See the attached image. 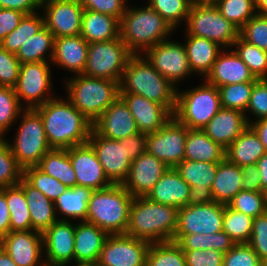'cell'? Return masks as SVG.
I'll return each mask as SVG.
<instances>
[{
	"mask_svg": "<svg viewBox=\"0 0 267 266\" xmlns=\"http://www.w3.org/2000/svg\"><path fill=\"white\" fill-rule=\"evenodd\" d=\"M42 0H0V8L17 10L25 15L41 9Z\"/></svg>",
	"mask_w": 267,
	"mask_h": 266,
	"instance_id": "cell-62",
	"label": "cell"
},
{
	"mask_svg": "<svg viewBox=\"0 0 267 266\" xmlns=\"http://www.w3.org/2000/svg\"><path fill=\"white\" fill-rule=\"evenodd\" d=\"M248 126L245 113L222 107L202 130L226 149Z\"/></svg>",
	"mask_w": 267,
	"mask_h": 266,
	"instance_id": "cell-26",
	"label": "cell"
},
{
	"mask_svg": "<svg viewBox=\"0 0 267 266\" xmlns=\"http://www.w3.org/2000/svg\"><path fill=\"white\" fill-rule=\"evenodd\" d=\"M0 247L17 266H46L43 259V237L39 232L9 231L0 240Z\"/></svg>",
	"mask_w": 267,
	"mask_h": 266,
	"instance_id": "cell-20",
	"label": "cell"
},
{
	"mask_svg": "<svg viewBox=\"0 0 267 266\" xmlns=\"http://www.w3.org/2000/svg\"><path fill=\"white\" fill-rule=\"evenodd\" d=\"M23 110L14 88L0 86V137H5Z\"/></svg>",
	"mask_w": 267,
	"mask_h": 266,
	"instance_id": "cell-48",
	"label": "cell"
},
{
	"mask_svg": "<svg viewBox=\"0 0 267 266\" xmlns=\"http://www.w3.org/2000/svg\"><path fill=\"white\" fill-rule=\"evenodd\" d=\"M253 219L224 205L223 231L235 244L248 243L252 234Z\"/></svg>",
	"mask_w": 267,
	"mask_h": 266,
	"instance_id": "cell-43",
	"label": "cell"
},
{
	"mask_svg": "<svg viewBox=\"0 0 267 266\" xmlns=\"http://www.w3.org/2000/svg\"><path fill=\"white\" fill-rule=\"evenodd\" d=\"M186 42L183 43L186 49L187 58L192 73L203 76L204 79L211 71L218 54L224 49L218 43L206 38L186 34Z\"/></svg>",
	"mask_w": 267,
	"mask_h": 266,
	"instance_id": "cell-31",
	"label": "cell"
},
{
	"mask_svg": "<svg viewBox=\"0 0 267 266\" xmlns=\"http://www.w3.org/2000/svg\"><path fill=\"white\" fill-rule=\"evenodd\" d=\"M242 168L240 191L262 192L260 174L257 165H245Z\"/></svg>",
	"mask_w": 267,
	"mask_h": 266,
	"instance_id": "cell-60",
	"label": "cell"
},
{
	"mask_svg": "<svg viewBox=\"0 0 267 266\" xmlns=\"http://www.w3.org/2000/svg\"><path fill=\"white\" fill-rule=\"evenodd\" d=\"M247 111L249 114L251 112L252 116L255 117L253 120L256 119L255 121L267 118V79H258L251 90L249 104L244 112L250 125L253 120L249 118Z\"/></svg>",
	"mask_w": 267,
	"mask_h": 266,
	"instance_id": "cell-53",
	"label": "cell"
},
{
	"mask_svg": "<svg viewBox=\"0 0 267 266\" xmlns=\"http://www.w3.org/2000/svg\"><path fill=\"white\" fill-rule=\"evenodd\" d=\"M142 55L175 87L179 82L193 74L184 44L171 41V37L147 49Z\"/></svg>",
	"mask_w": 267,
	"mask_h": 266,
	"instance_id": "cell-12",
	"label": "cell"
},
{
	"mask_svg": "<svg viewBox=\"0 0 267 266\" xmlns=\"http://www.w3.org/2000/svg\"><path fill=\"white\" fill-rule=\"evenodd\" d=\"M264 196H265L266 203H267V189L264 191Z\"/></svg>",
	"mask_w": 267,
	"mask_h": 266,
	"instance_id": "cell-71",
	"label": "cell"
},
{
	"mask_svg": "<svg viewBox=\"0 0 267 266\" xmlns=\"http://www.w3.org/2000/svg\"><path fill=\"white\" fill-rule=\"evenodd\" d=\"M53 54L54 36L44 26L40 31L24 42L17 51L16 57L21 64L31 62H51Z\"/></svg>",
	"mask_w": 267,
	"mask_h": 266,
	"instance_id": "cell-37",
	"label": "cell"
},
{
	"mask_svg": "<svg viewBox=\"0 0 267 266\" xmlns=\"http://www.w3.org/2000/svg\"><path fill=\"white\" fill-rule=\"evenodd\" d=\"M132 55L120 36L106 42L89 43L83 74L120 82Z\"/></svg>",
	"mask_w": 267,
	"mask_h": 266,
	"instance_id": "cell-10",
	"label": "cell"
},
{
	"mask_svg": "<svg viewBox=\"0 0 267 266\" xmlns=\"http://www.w3.org/2000/svg\"><path fill=\"white\" fill-rule=\"evenodd\" d=\"M142 55H132L123 71L120 93H133L165 106L172 114L176 108L177 90Z\"/></svg>",
	"mask_w": 267,
	"mask_h": 266,
	"instance_id": "cell-3",
	"label": "cell"
},
{
	"mask_svg": "<svg viewBox=\"0 0 267 266\" xmlns=\"http://www.w3.org/2000/svg\"><path fill=\"white\" fill-rule=\"evenodd\" d=\"M215 6L239 30L257 14L255 0H220Z\"/></svg>",
	"mask_w": 267,
	"mask_h": 266,
	"instance_id": "cell-46",
	"label": "cell"
},
{
	"mask_svg": "<svg viewBox=\"0 0 267 266\" xmlns=\"http://www.w3.org/2000/svg\"><path fill=\"white\" fill-rule=\"evenodd\" d=\"M74 172L76 185L94 190H102L113 185L107 178L95 151L87 142L68 149Z\"/></svg>",
	"mask_w": 267,
	"mask_h": 266,
	"instance_id": "cell-21",
	"label": "cell"
},
{
	"mask_svg": "<svg viewBox=\"0 0 267 266\" xmlns=\"http://www.w3.org/2000/svg\"><path fill=\"white\" fill-rule=\"evenodd\" d=\"M120 21L111 15L84 9L80 35L88 42H106L119 37Z\"/></svg>",
	"mask_w": 267,
	"mask_h": 266,
	"instance_id": "cell-33",
	"label": "cell"
},
{
	"mask_svg": "<svg viewBox=\"0 0 267 266\" xmlns=\"http://www.w3.org/2000/svg\"><path fill=\"white\" fill-rule=\"evenodd\" d=\"M177 219L176 207L151 201L146 196L134 197L125 234L150 243L173 241Z\"/></svg>",
	"mask_w": 267,
	"mask_h": 266,
	"instance_id": "cell-2",
	"label": "cell"
},
{
	"mask_svg": "<svg viewBox=\"0 0 267 266\" xmlns=\"http://www.w3.org/2000/svg\"><path fill=\"white\" fill-rule=\"evenodd\" d=\"M134 117L138 131L153 133L161 129L173 116L163 105L133 93H120Z\"/></svg>",
	"mask_w": 267,
	"mask_h": 266,
	"instance_id": "cell-23",
	"label": "cell"
},
{
	"mask_svg": "<svg viewBox=\"0 0 267 266\" xmlns=\"http://www.w3.org/2000/svg\"><path fill=\"white\" fill-rule=\"evenodd\" d=\"M24 15L17 10L0 8V41L19 25Z\"/></svg>",
	"mask_w": 267,
	"mask_h": 266,
	"instance_id": "cell-59",
	"label": "cell"
},
{
	"mask_svg": "<svg viewBox=\"0 0 267 266\" xmlns=\"http://www.w3.org/2000/svg\"><path fill=\"white\" fill-rule=\"evenodd\" d=\"M73 221H57L43 234L46 266H69L74 263L75 225Z\"/></svg>",
	"mask_w": 267,
	"mask_h": 266,
	"instance_id": "cell-18",
	"label": "cell"
},
{
	"mask_svg": "<svg viewBox=\"0 0 267 266\" xmlns=\"http://www.w3.org/2000/svg\"><path fill=\"white\" fill-rule=\"evenodd\" d=\"M246 42L267 52V15L256 14L240 30Z\"/></svg>",
	"mask_w": 267,
	"mask_h": 266,
	"instance_id": "cell-52",
	"label": "cell"
},
{
	"mask_svg": "<svg viewBox=\"0 0 267 266\" xmlns=\"http://www.w3.org/2000/svg\"><path fill=\"white\" fill-rule=\"evenodd\" d=\"M254 83L244 82L218 87L221 106L223 108L236 109L244 113L249 104Z\"/></svg>",
	"mask_w": 267,
	"mask_h": 266,
	"instance_id": "cell-49",
	"label": "cell"
},
{
	"mask_svg": "<svg viewBox=\"0 0 267 266\" xmlns=\"http://www.w3.org/2000/svg\"><path fill=\"white\" fill-rule=\"evenodd\" d=\"M242 168L226 158L219 162L217 173L211 186L214 202L228 205L240 192Z\"/></svg>",
	"mask_w": 267,
	"mask_h": 266,
	"instance_id": "cell-35",
	"label": "cell"
},
{
	"mask_svg": "<svg viewBox=\"0 0 267 266\" xmlns=\"http://www.w3.org/2000/svg\"><path fill=\"white\" fill-rule=\"evenodd\" d=\"M203 80L218 88L228 84L256 82L258 79L234 50L224 48Z\"/></svg>",
	"mask_w": 267,
	"mask_h": 266,
	"instance_id": "cell-25",
	"label": "cell"
},
{
	"mask_svg": "<svg viewBox=\"0 0 267 266\" xmlns=\"http://www.w3.org/2000/svg\"><path fill=\"white\" fill-rule=\"evenodd\" d=\"M146 266H187L184 251L174 241L151 243Z\"/></svg>",
	"mask_w": 267,
	"mask_h": 266,
	"instance_id": "cell-42",
	"label": "cell"
},
{
	"mask_svg": "<svg viewBox=\"0 0 267 266\" xmlns=\"http://www.w3.org/2000/svg\"><path fill=\"white\" fill-rule=\"evenodd\" d=\"M88 143L92 146L108 180L113 185H123L132 161L128 158L126 143L99 135L92 129Z\"/></svg>",
	"mask_w": 267,
	"mask_h": 266,
	"instance_id": "cell-15",
	"label": "cell"
},
{
	"mask_svg": "<svg viewBox=\"0 0 267 266\" xmlns=\"http://www.w3.org/2000/svg\"><path fill=\"white\" fill-rule=\"evenodd\" d=\"M0 266H17L8 253L0 247Z\"/></svg>",
	"mask_w": 267,
	"mask_h": 266,
	"instance_id": "cell-66",
	"label": "cell"
},
{
	"mask_svg": "<svg viewBox=\"0 0 267 266\" xmlns=\"http://www.w3.org/2000/svg\"><path fill=\"white\" fill-rule=\"evenodd\" d=\"M266 153L259 136L249 125L235 141L225 149V158L233 164L243 167L255 165Z\"/></svg>",
	"mask_w": 267,
	"mask_h": 266,
	"instance_id": "cell-32",
	"label": "cell"
},
{
	"mask_svg": "<svg viewBox=\"0 0 267 266\" xmlns=\"http://www.w3.org/2000/svg\"><path fill=\"white\" fill-rule=\"evenodd\" d=\"M261 266H267V259H265V260H263V261L261 262Z\"/></svg>",
	"mask_w": 267,
	"mask_h": 266,
	"instance_id": "cell-70",
	"label": "cell"
},
{
	"mask_svg": "<svg viewBox=\"0 0 267 266\" xmlns=\"http://www.w3.org/2000/svg\"><path fill=\"white\" fill-rule=\"evenodd\" d=\"M119 28L121 40L133 55L143 54L175 32L170 24L148 5L141 8L126 6Z\"/></svg>",
	"mask_w": 267,
	"mask_h": 266,
	"instance_id": "cell-4",
	"label": "cell"
},
{
	"mask_svg": "<svg viewBox=\"0 0 267 266\" xmlns=\"http://www.w3.org/2000/svg\"><path fill=\"white\" fill-rule=\"evenodd\" d=\"M73 266H98L97 264H88V263H74Z\"/></svg>",
	"mask_w": 267,
	"mask_h": 266,
	"instance_id": "cell-69",
	"label": "cell"
},
{
	"mask_svg": "<svg viewBox=\"0 0 267 266\" xmlns=\"http://www.w3.org/2000/svg\"><path fill=\"white\" fill-rule=\"evenodd\" d=\"M150 242L126 234H109L101 250L98 266H146Z\"/></svg>",
	"mask_w": 267,
	"mask_h": 266,
	"instance_id": "cell-14",
	"label": "cell"
},
{
	"mask_svg": "<svg viewBox=\"0 0 267 266\" xmlns=\"http://www.w3.org/2000/svg\"><path fill=\"white\" fill-rule=\"evenodd\" d=\"M228 206L252 218H256L267 211L264 192L257 191H240L229 202Z\"/></svg>",
	"mask_w": 267,
	"mask_h": 266,
	"instance_id": "cell-51",
	"label": "cell"
},
{
	"mask_svg": "<svg viewBox=\"0 0 267 266\" xmlns=\"http://www.w3.org/2000/svg\"><path fill=\"white\" fill-rule=\"evenodd\" d=\"M260 174L262 192L267 189V152L256 163Z\"/></svg>",
	"mask_w": 267,
	"mask_h": 266,
	"instance_id": "cell-65",
	"label": "cell"
},
{
	"mask_svg": "<svg viewBox=\"0 0 267 266\" xmlns=\"http://www.w3.org/2000/svg\"><path fill=\"white\" fill-rule=\"evenodd\" d=\"M126 143V150L128 158L133 161L136 160L140 155L146 151L147 134L146 133H136L132 136L125 137L121 139Z\"/></svg>",
	"mask_w": 267,
	"mask_h": 266,
	"instance_id": "cell-61",
	"label": "cell"
},
{
	"mask_svg": "<svg viewBox=\"0 0 267 266\" xmlns=\"http://www.w3.org/2000/svg\"><path fill=\"white\" fill-rule=\"evenodd\" d=\"M183 251L187 266H223V252L213 249Z\"/></svg>",
	"mask_w": 267,
	"mask_h": 266,
	"instance_id": "cell-57",
	"label": "cell"
},
{
	"mask_svg": "<svg viewBox=\"0 0 267 266\" xmlns=\"http://www.w3.org/2000/svg\"><path fill=\"white\" fill-rule=\"evenodd\" d=\"M41 9L45 27L54 38L81 33L84 9L77 0H42Z\"/></svg>",
	"mask_w": 267,
	"mask_h": 266,
	"instance_id": "cell-17",
	"label": "cell"
},
{
	"mask_svg": "<svg viewBox=\"0 0 267 266\" xmlns=\"http://www.w3.org/2000/svg\"><path fill=\"white\" fill-rule=\"evenodd\" d=\"M10 231V212L5 194L0 190V240Z\"/></svg>",
	"mask_w": 267,
	"mask_h": 266,
	"instance_id": "cell-63",
	"label": "cell"
},
{
	"mask_svg": "<svg viewBox=\"0 0 267 266\" xmlns=\"http://www.w3.org/2000/svg\"><path fill=\"white\" fill-rule=\"evenodd\" d=\"M0 137V189L19 184L23 169L12 154L8 139Z\"/></svg>",
	"mask_w": 267,
	"mask_h": 266,
	"instance_id": "cell-50",
	"label": "cell"
},
{
	"mask_svg": "<svg viewBox=\"0 0 267 266\" xmlns=\"http://www.w3.org/2000/svg\"><path fill=\"white\" fill-rule=\"evenodd\" d=\"M257 79H267V52L252 45L240 36L232 48Z\"/></svg>",
	"mask_w": 267,
	"mask_h": 266,
	"instance_id": "cell-44",
	"label": "cell"
},
{
	"mask_svg": "<svg viewBox=\"0 0 267 266\" xmlns=\"http://www.w3.org/2000/svg\"><path fill=\"white\" fill-rule=\"evenodd\" d=\"M250 126L259 136L260 141L264 145V148L267 152V118H262L257 121H254L250 124Z\"/></svg>",
	"mask_w": 267,
	"mask_h": 266,
	"instance_id": "cell-64",
	"label": "cell"
},
{
	"mask_svg": "<svg viewBox=\"0 0 267 266\" xmlns=\"http://www.w3.org/2000/svg\"><path fill=\"white\" fill-rule=\"evenodd\" d=\"M224 204L211 202L178 209L175 234H214L223 230Z\"/></svg>",
	"mask_w": 267,
	"mask_h": 266,
	"instance_id": "cell-16",
	"label": "cell"
},
{
	"mask_svg": "<svg viewBox=\"0 0 267 266\" xmlns=\"http://www.w3.org/2000/svg\"><path fill=\"white\" fill-rule=\"evenodd\" d=\"M220 0H190L191 5L215 6Z\"/></svg>",
	"mask_w": 267,
	"mask_h": 266,
	"instance_id": "cell-68",
	"label": "cell"
},
{
	"mask_svg": "<svg viewBox=\"0 0 267 266\" xmlns=\"http://www.w3.org/2000/svg\"><path fill=\"white\" fill-rule=\"evenodd\" d=\"M92 192V189L80 185L68 187L67 190L54 202L58 220L71 221L72 219H80V222L86 221L88 202Z\"/></svg>",
	"mask_w": 267,
	"mask_h": 266,
	"instance_id": "cell-34",
	"label": "cell"
},
{
	"mask_svg": "<svg viewBox=\"0 0 267 266\" xmlns=\"http://www.w3.org/2000/svg\"><path fill=\"white\" fill-rule=\"evenodd\" d=\"M21 63L15 53L5 50L0 45V86L14 88L20 71Z\"/></svg>",
	"mask_w": 267,
	"mask_h": 266,
	"instance_id": "cell-55",
	"label": "cell"
},
{
	"mask_svg": "<svg viewBox=\"0 0 267 266\" xmlns=\"http://www.w3.org/2000/svg\"><path fill=\"white\" fill-rule=\"evenodd\" d=\"M6 197L10 212V231H30L31 217L23 189L17 184L0 189Z\"/></svg>",
	"mask_w": 267,
	"mask_h": 266,
	"instance_id": "cell-40",
	"label": "cell"
},
{
	"mask_svg": "<svg viewBox=\"0 0 267 266\" xmlns=\"http://www.w3.org/2000/svg\"><path fill=\"white\" fill-rule=\"evenodd\" d=\"M134 197L123 185L94 190L88 202L86 221L108 234H125Z\"/></svg>",
	"mask_w": 267,
	"mask_h": 266,
	"instance_id": "cell-6",
	"label": "cell"
},
{
	"mask_svg": "<svg viewBox=\"0 0 267 266\" xmlns=\"http://www.w3.org/2000/svg\"><path fill=\"white\" fill-rule=\"evenodd\" d=\"M14 139L8 142L18 165L25 169L37 166L42 157L51 150L48 144L42 117L35 109H24Z\"/></svg>",
	"mask_w": 267,
	"mask_h": 266,
	"instance_id": "cell-8",
	"label": "cell"
},
{
	"mask_svg": "<svg viewBox=\"0 0 267 266\" xmlns=\"http://www.w3.org/2000/svg\"><path fill=\"white\" fill-rule=\"evenodd\" d=\"M79 2L83 9L111 15L119 21L127 6L123 0H80Z\"/></svg>",
	"mask_w": 267,
	"mask_h": 266,
	"instance_id": "cell-58",
	"label": "cell"
},
{
	"mask_svg": "<svg viewBox=\"0 0 267 266\" xmlns=\"http://www.w3.org/2000/svg\"><path fill=\"white\" fill-rule=\"evenodd\" d=\"M189 192V184L175 168H169L146 197L151 201L180 209L188 205Z\"/></svg>",
	"mask_w": 267,
	"mask_h": 266,
	"instance_id": "cell-29",
	"label": "cell"
},
{
	"mask_svg": "<svg viewBox=\"0 0 267 266\" xmlns=\"http://www.w3.org/2000/svg\"><path fill=\"white\" fill-rule=\"evenodd\" d=\"M23 178L53 202L68 188V186L62 184L56 178L45 174L37 166H30L23 169Z\"/></svg>",
	"mask_w": 267,
	"mask_h": 266,
	"instance_id": "cell-45",
	"label": "cell"
},
{
	"mask_svg": "<svg viewBox=\"0 0 267 266\" xmlns=\"http://www.w3.org/2000/svg\"><path fill=\"white\" fill-rule=\"evenodd\" d=\"M65 83L66 98L92 123L120 97L118 81L80 74Z\"/></svg>",
	"mask_w": 267,
	"mask_h": 266,
	"instance_id": "cell-5",
	"label": "cell"
},
{
	"mask_svg": "<svg viewBox=\"0 0 267 266\" xmlns=\"http://www.w3.org/2000/svg\"><path fill=\"white\" fill-rule=\"evenodd\" d=\"M109 234L98 226L79 221L75 225L74 263L97 264Z\"/></svg>",
	"mask_w": 267,
	"mask_h": 266,
	"instance_id": "cell-28",
	"label": "cell"
},
{
	"mask_svg": "<svg viewBox=\"0 0 267 266\" xmlns=\"http://www.w3.org/2000/svg\"><path fill=\"white\" fill-rule=\"evenodd\" d=\"M261 262L248 243L235 244L223 257V266H261Z\"/></svg>",
	"mask_w": 267,
	"mask_h": 266,
	"instance_id": "cell-54",
	"label": "cell"
},
{
	"mask_svg": "<svg viewBox=\"0 0 267 266\" xmlns=\"http://www.w3.org/2000/svg\"><path fill=\"white\" fill-rule=\"evenodd\" d=\"M185 26V34L212 40L227 49H232L239 37V29L216 6L191 5Z\"/></svg>",
	"mask_w": 267,
	"mask_h": 266,
	"instance_id": "cell-9",
	"label": "cell"
},
{
	"mask_svg": "<svg viewBox=\"0 0 267 266\" xmlns=\"http://www.w3.org/2000/svg\"><path fill=\"white\" fill-rule=\"evenodd\" d=\"M176 242L182 250H217L226 253L235 242L223 230L214 234H175Z\"/></svg>",
	"mask_w": 267,
	"mask_h": 266,
	"instance_id": "cell-39",
	"label": "cell"
},
{
	"mask_svg": "<svg viewBox=\"0 0 267 266\" xmlns=\"http://www.w3.org/2000/svg\"><path fill=\"white\" fill-rule=\"evenodd\" d=\"M44 26L43 14L41 16V14L39 15L38 12H36L24 15L19 25L0 41V45L5 50L16 54L24 42L40 31Z\"/></svg>",
	"mask_w": 267,
	"mask_h": 266,
	"instance_id": "cell-41",
	"label": "cell"
},
{
	"mask_svg": "<svg viewBox=\"0 0 267 266\" xmlns=\"http://www.w3.org/2000/svg\"><path fill=\"white\" fill-rule=\"evenodd\" d=\"M257 14L267 15V0H255Z\"/></svg>",
	"mask_w": 267,
	"mask_h": 266,
	"instance_id": "cell-67",
	"label": "cell"
},
{
	"mask_svg": "<svg viewBox=\"0 0 267 266\" xmlns=\"http://www.w3.org/2000/svg\"><path fill=\"white\" fill-rule=\"evenodd\" d=\"M148 6L164 18L175 30L180 23L186 22L190 0H147Z\"/></svg>",
	"mask_w": 267,
	"mask_h": 266,
	"instance_id": "cell-47",
	"label": "cell"
},
{
	"mask_svg": "<svg viewBox=\"0 0 267 266\" xmlns=\"http://www.w3.org/2000/svg\"><path fill=\"white\" fill-rule=\"evenodd\" d=\"M89 43L81 36L54 38V54L51 64L64 68L73 76L83 74Z\"/></svg>",
	"mask_w": 267,
	"mask_h": 266,
	"instance_id": "cell-27",
	"label": "cell"
},
{
	"mask_svg": "<svg viewBox=\"0 0 267 266\" xmlns=\"http://www.w3.org/2000/svg\"><path fill=\"white\" fill-rule=\"evenodd\" d=\"M188 128L174 116L158 131L147 134L146 150L169 168L184 160Z\"/></svg>",
	"mask_w": 267,
	"mask_h": 266,
	"instance_id": "cell-13",
	"label": "cell"
},
{
	"mask_svg": "<svg viewBox=\"0 0 267 266\" xmlns=\"http://www.w3.org/2000/svg\"><path fill=\"white\" fill-rule=\"evenodd\" d=\"M35 110L42 117L51 149H69L88 142L93 123L67 98L56 95Z\"/></svg>",
	"mask_w": 267,
	"mask_h": 266,
	"instance_id": "cell-1",
	"label": "cell"
},
{
	"mask_svg": "<svg viewBox=\"0 0 267 266\" xmlns=\"http://www.w3.org/2000/svg\"><path fill=\"white\" fill-rule=\"evenodd\" d=\"M169 167L147 150L133 160L124 188L133 196H147Z\"/></svg>",
	"mask_w": 267,
	"mask_h": 266,
	"instance_id": "cell-22",
	"label": "cell"
},
{
	"mask_svg": "<svg viewBox=\"0 0 267 266\" xmlns=\"http://www.w3.org/2000/svg\"><path fill=\"white\" fill-rule=\"evenodd\" d=\"M219 162L183 160L175 170L189 184L188 205L207 204L214 201L211 186L215 179Z\"/></svg>",
	"mask_w": 267,
	"mask_h": 266,
	"instance_id": "cell-19",
	"label": "cell"
},
{
	"mask_svg": "<svg viewBox=\"0 0 267 266\" xmlns=\"http://www.w3.org/2000/svg\"><path fill=\"white\" fill-rule=\"evenodd\" d=\"M184 159L221 162L225 159V149L214 142L203 130L188 129Z\"/></svg>",
	"mask_w": 267,
	"mask_h": 266,
	"instance_id": "cell-36",
	"label": "cell"
},
{
	"mask_svg": "<svg viewBox=\"0 0 267 266\" xmlns=\"http://www.w3.org/2000/svg\"><path fill=\"white\" fill-rule=\"evenodd\" d=\"M50 64L51 62L21 64L14 90L24 109H35L56 97L52 91L54 86L51 79L52 68H50Z\"/></svg>",
	"mask_w": 267,
	"mask_h": 266,
	"instance_id": "cell-11",
	"label": "cell"
},
{
	"mask_svg": "<svg viewBox=\"0 0 267 266\" xmlns=\"http://www.w3.org/2000/svg\"><path fill=\"white\" fill-rule=\"evenodd\" d=\"M37 167L68 187L76 185V173L72 167L68 149H51L42 157Z\"/></svg>",
	"mask_w": 267,
	"mask_h": 266,
	"instance_id": "cell-38",
	"label": "cell"
},
{
	"mask_svg": "<svg viewBox=\"0 0 267 266\" xmlns=\"http://www.w3.org/2000/svg\"><path fill=\"white\" fill-rule=\"evenodd\" d=\"M203 81L195 88L177 90L173 116L188 129L202 130L222 108L218 88Z\"/></svg>",
	"mask_w": 267,
	"mask_h": 266,
	"instance_id": "cell-7",
	"label": "cell"
},
{
	"mask_svg": "<svg viewBox=\"0 0 267 266\" xmlns=\"http://www.w3.org/2000/svg\"><path fill=\"white\" fill-rule=\"evenodd\" d=\"M18 185L23 189L29 206L32 229L43 234L53 223L58 221L54 202L32 187L23 177Z\"/></svg>",
	"mask_w": 267,
	"mask_h": 266,
	"instance_id": "cell-30",
	"label": "cell"
},
{
	"mask_svg": "<svg viewBox=\"0 0 267 266\" xmlns=\"http://www.w3.org/2000/svg\"><path fill=\"white\" fill-rule=\"evenodd\" d=\"M248 244L261 261L267 259V211L253 219L252 234Z\"/></svg>",
	"mask_w": 267,
	"mask_h": 266,
	"instance_id": "cell-56",
	"label": "cell"
},
{
	"mask_svg": "<svg viewBox=\"0 0 267 266\" xmlns=\"http://www.w3.org/2000/svg\"><path fill=\"white\" fill-rule=\"evenodd\" d=\"M93 129L99 135L114 140L139 133L134 117L120 97L93 123Z\"/></svg>",
	"mask_w": 267,
	"mask_h": 266,
	"instance_id": "cell-24",
	"label": "cell"
}]
</instances>
